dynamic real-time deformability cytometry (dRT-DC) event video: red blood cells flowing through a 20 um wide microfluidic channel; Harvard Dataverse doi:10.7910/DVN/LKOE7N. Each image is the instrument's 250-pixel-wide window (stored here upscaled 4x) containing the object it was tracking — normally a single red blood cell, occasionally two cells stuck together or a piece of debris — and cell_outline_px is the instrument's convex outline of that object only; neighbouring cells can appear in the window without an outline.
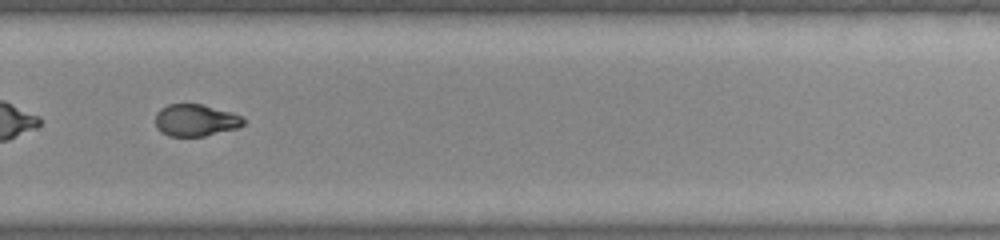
{"species": "common noctule bat (a hibernating species)", "species_latin": "Nyctalus noctula", "temperature_condition": "warm", "stored_images_in_passage": 40, "camera_frame_rate_fps": 3000, "um_per_image_px": 0.085, "animal": {"sex": "female", "body_mass_g": 22.0, "forearm_length_mm": 56.7}, "frame": {"image": 1, "passage_image": 23, "time_ms": 7.333, "image_size_px": [1000, 240], "cell_outline_px": [[244, 124], [236, 128], [204, 136], [168, 136], [160, 132], [156, 128], [156, 112], [160, 108], [168, 104], [200, 104], [232, 112], [240, 116], [244, 120]], "centroid_in_image_um": [16.58, 10.22], "position_along_channel_um": 313.2, "area_um2": 16.36}, "authors_computed_cell_mechanics": {"area_um2": 17.5712, "velocity_mm_per_s": 3.9288, "shape_relaxation_time_tau1_ms": 4.1055, "shape_relaxation_time_tau2_ms": 2.3267, "deformation_change_tau1": 0.1898, "deformation_change_tau2": 0.0702}}